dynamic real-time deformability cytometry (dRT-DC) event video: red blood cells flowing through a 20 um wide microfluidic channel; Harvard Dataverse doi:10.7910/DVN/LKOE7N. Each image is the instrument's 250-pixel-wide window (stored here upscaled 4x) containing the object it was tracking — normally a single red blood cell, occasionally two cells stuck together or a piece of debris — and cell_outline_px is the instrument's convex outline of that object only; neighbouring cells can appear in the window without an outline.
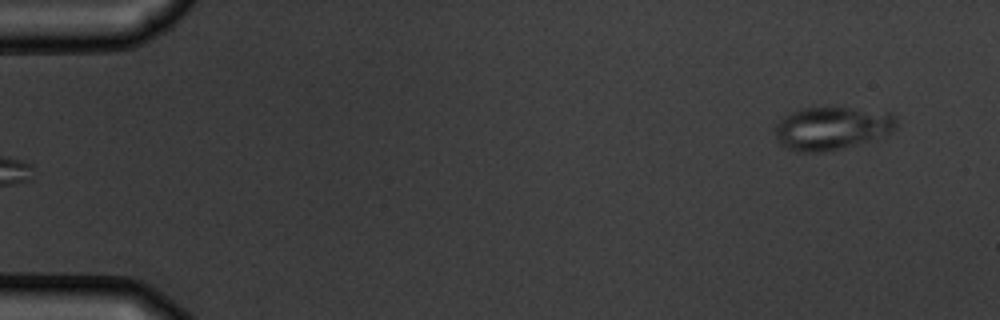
{"species": "common noctule bat (a hibernating species)", "species_latin": "Nyctalus noctula", "temperature_condition": "warm", "stored_images_in_passage": 4, "camera_frame_rate_fps": 3000, "um_per_image_px": 0.085, "animal": {"sex": "male", "body_mass_g": 19.5, "forearm_length_mm": 54.6}, "frame": {"image": 1, "passage_image": 4, "time_ms": 4.333, "image_size_px": [1000, 320], "cell_outline_px": [[896, 128], [892, 132], [860, 144], [824, 152], [796, 152], [780, 144], [776, 136], [776, 124], [784, 116], [800, 108], [848, 108], [892, 112], [896, 116]], "centroid_in_image_um": [70.73, 10.9], "position_along_channel_um": 14.3, "area_um2": 30.46}}